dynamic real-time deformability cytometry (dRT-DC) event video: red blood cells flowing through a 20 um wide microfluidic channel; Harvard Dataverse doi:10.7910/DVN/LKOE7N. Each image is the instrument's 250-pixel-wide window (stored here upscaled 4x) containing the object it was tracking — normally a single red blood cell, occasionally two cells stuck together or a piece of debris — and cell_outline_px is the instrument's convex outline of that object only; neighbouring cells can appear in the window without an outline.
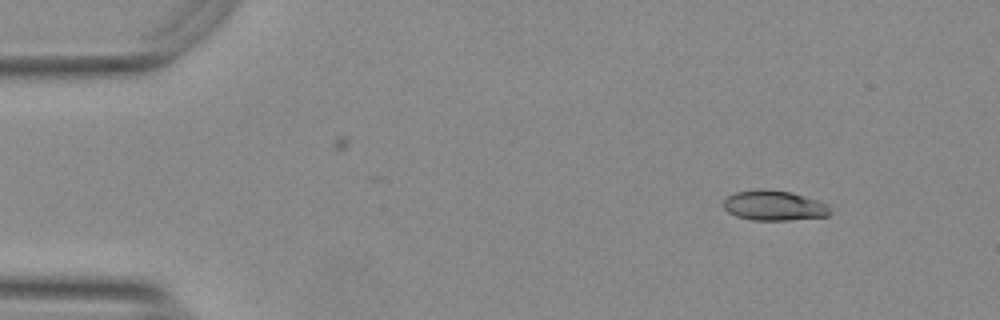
{"species": "Egyptian fruit bat (a non-hibernating species)", "species_latin": "Rousettus aegyptiacus", "temperature_condition": "warm", "stored_images_in_passage": 12, "camera_frame_rate_fps": 3000, "um_per_image_px": 0.085, "animal": {"sex": "female"}, "frame": {"image": 1, "passage_image": 1, "time_ms": 0.0, "image_size_px": [1000, 320], "cell_outline_px": [[832, 212], [828, 216], [788, 220], [752, 220], [736, 216], [728, 212], [724, 208], [724, 200], [728, 196], [736, 192], [756, 188], [764, 188], [792, 192], [828, 204]], "centroid_in_image_um": [65.8, 17.46], "position_along_channel_um": 19.2, "area_um2": 18.84}}
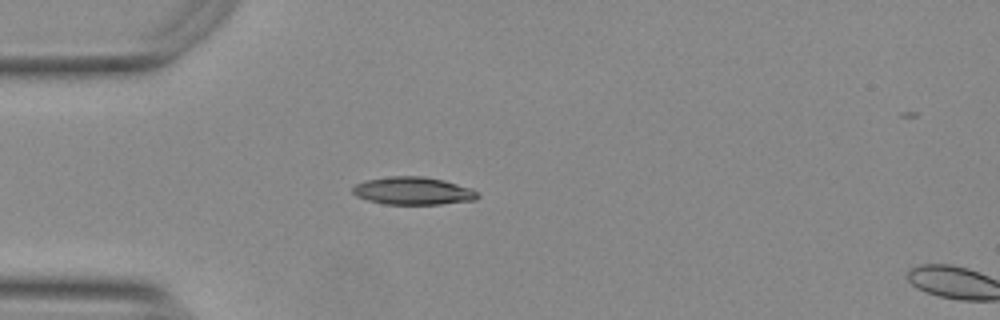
{"frame": {"image": 2, "passage_image": 10, "time_ms": 3.0, "image_size_px": [1000, 320], "cell_outline_px": [[480, 196], [476, 200], [440, 204], [384, 204], [368, 200], [356, 196], [352, 192], [352, 188], [356, 184], [364, 180], [392, 176], [424, 176], [444, 180], [472, 188]], "centroid_in_image_um": [35.12, 16.22], "position_along_channel_um": 49.9, "area_um2": 20.29}}